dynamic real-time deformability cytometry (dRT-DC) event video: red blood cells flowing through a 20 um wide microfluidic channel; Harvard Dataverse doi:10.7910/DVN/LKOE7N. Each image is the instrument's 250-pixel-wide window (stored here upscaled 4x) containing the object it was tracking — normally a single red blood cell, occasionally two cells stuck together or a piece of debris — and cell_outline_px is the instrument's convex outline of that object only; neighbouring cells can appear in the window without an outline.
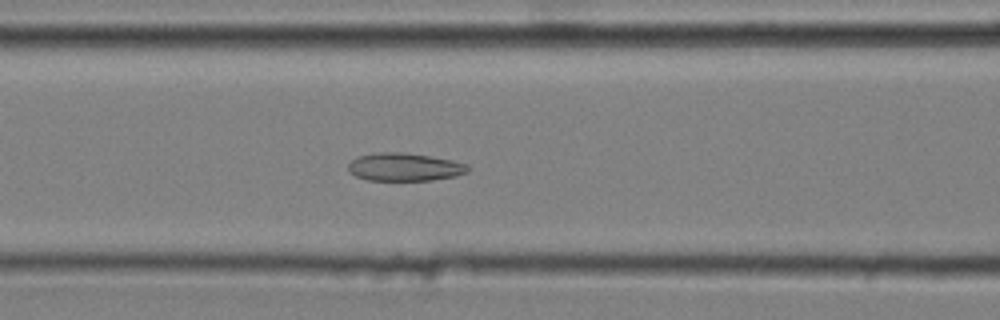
{"species": "common noctule bat (a hibernating species)", "species_latin": "Nyctalus noctula", "temperature_condition": "cold", "stored_images_in_passage": 41, "camera_frame_rate_fps": 3000, "um_per_image_px": 0.085, "animal": {"sex": "male", "body_mass_g": 20.4}, "frame": {"image": 1, "passage_image": 11, "time_ms": 3.333, "image_size_px": [1000, 320], "cell_outline_px": [[468, 172], [456, 176], [432, 180], [368, 180], [356, 176], [348, 172], [348, 164], [356, 156], [376, 152], [404, 152], [452, 160], [468, 164]], "centroid_in_image_um": [34.36, 14.19], "position_along_channel_um": 132.2, "area_um2": 19.59}}
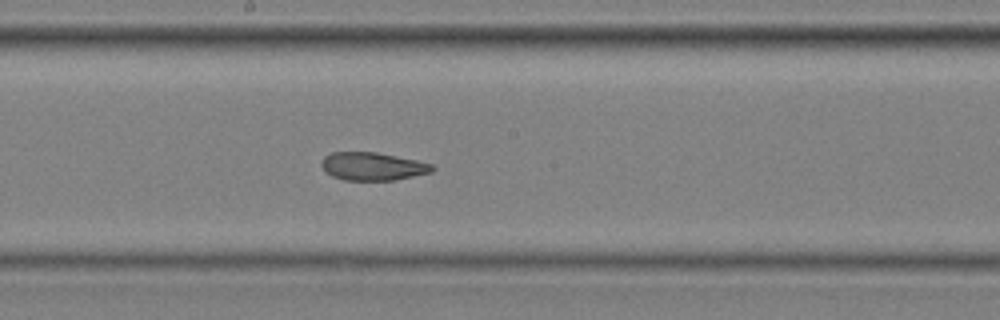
{"frame": {"image": 2, "passage_image": 18, "time_ms": 5.667, "image_size_px": [1000, 320], "cell_outline_px": [[436, 168], [432, 172], [396, 180], [344, 180], [332, 176], [324, 172], [320, 164], [324, 156], [332, 152], [376, 152], [416, 160], [432, 164]], "centroid_in_image_um": [31.66, 14.14], "position_along_channel_um": 216.5, "area_um2": 18.21}}
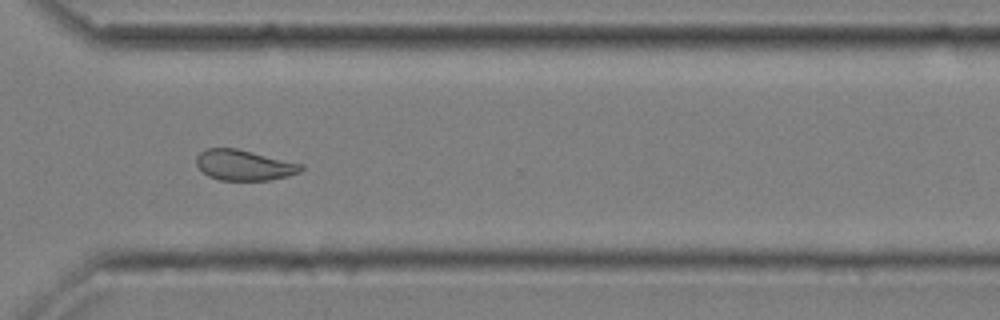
{"frame": {"image": 3, "passage_image": 29, "time_ms": 9.333, "image_size_px": [1000, 320], "cell_outline_px": [[304, 168], [300, 172], [288, 176], [268, 180], [220, 180], [208, 176], [196, 164], [196, 156], [204, 148], [236, 148], [304, 164]], "centroid_in_image_um": [20.75, 14.03], "position_along_channel_um": 349.8, "area_um2": 18.67}, "authors_computed_cell_mechanics": {"area_um2": 19.363, "velocity_mm_per_s": 3.6199, "shape_relaxation_time_tau1_ms": null, "shape_relaxation_time_tau2_ms": 1.7797, "deformation_change_tau1": null, "deformation_change_tau2": 0.0832}}